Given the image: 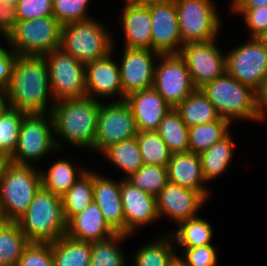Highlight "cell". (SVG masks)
Here are the masks:
<instances>
[{"label": "cell", "instance_id": "19", "mask_svg": "<svg viewBox=\"0 0 267 266\" xmlns=\"http://www.w3.org/2000/svg\"><path fill=\"white\" fill-rule=\"evenodd\" d=\"M120 190L126 235L134 236L138 229L160 220L156 210V197L135 187L124 178H121Z\"/></svg>", "mask_w": 267, "mask_h": 266}, {"label": "cell", "instance_id": "55", "mask_svg": "<svg viewBox=\"0 0 267 266\" xmlns=\"http://www.w3.org/2000/svg\"><path fill=\"white\" fill-rule=\"evenodd\" d=\"M4 218L2 216V213H1V209H0V225H2L4 223Z\"/></svg>", "mask_w": 267, "mask_h": 266}, {"label": "cell", "instance_id": "22", "mask_svg": "<svg viewBox=\"0 0 267 266\" xmlns=\"http://www.w3.org/2000/svg\"><path fill=\"white\" fill-rule=\"evenodd\" d=\"M167 175L168 181L171 183L198 191L208 201L212 197L210 186L205 184L201 160L198 154L190 151L173 153L167 165Z\"/></svg>", "mask_w": 267, "mask_h": 266}, {"label": "cell", "instance_id": "30", "mask_svg": "<svg viewBox=\"0 0 267 266\" xmlns=\"http://www.w3.org/2000/svg\"><path fill=\"white\" fill-rule=\"evenodd\" d=\"M116 169L124 172V179L137 172L143 165L136 137L123 140L106 148L101 154Z\"/></svg>", "mask_w": 267, "mask_h": 266}, {"label": "cell", "instance_id": "3", "mask_svg": "<svg viewBox=\"0 0 267 266\" xmlns=\"http://www.w3.org/2000/svg\"><path fill=\"white\" fill-rule=\"evenodd\" d=\"M16 222L29 242H54L67 232V220L61 196L43 187Z\"/></svg>", "mask_w": 267, "mask_h": 266}, {"label": "cell", "instance_id": "37", "mask_svg": "<svg viewBox=\"0 0 267 266\" xmlns=\"http://www.w3.org/2000/svg\"><path fill=\"white\" fill-rule=\"evenodd\" d=\"M144 164L167 167L172 153L158 131H141L136 135Z\"/></svg>", "mask_w": 267, "mask_h": 266}, {"label": "cell", "instance_id": "5", "mask_svg": "<svg viewBox=\"0 0 267 266\" xmlns=\"http://www.w3.org/2000/svg\"><path fill=\"white\" fill-rule=\"evenodd\" d=\"M104 24L93 17L63 25L60 47L83 64L106 57L115 36Z\"/></svg>", "mask_w": 267, "mask_h": 266}, {"label": "cell", "instance_id": "7", "mask_svg": "<svg viewBox=\"0 0 267 266\" xmlns=\"http://www.w3.org/2000/svg\"><path fill=\"white\" fill-rule=\"evenodd\" d=\"M54 152L60 151L54 140V122L51 113L25 114L20 125L17 147L11 155L12 163L34 165Z\"/></svg>", "mask_w": 267, "mask_h": 266}, {"label": "cell", "instance_id": "53", "mask_svg": "<svg viewBox=\"0 0 267 266\" xmlns=\"http://www.w3.org/2000/svg\"><path fill=\"white\" fill-rule=\"evenodd\" d=\"M257 38L267 47V28Z\"/></svg>", "mask_w": 267, "mask_h": 266}, {"label": "cell", "instance_id": "1", "mask_svg": "<svg viewBox=\"0 0 267 266\" xmlns=\"http://www.w3.org/2000/svg\"><path fill=\"white\" fill-rule=\"evenodd\" d=\"M4 89L11 108L26 114L52 112L55 101L44 56L17 55Z\"/></svg>", "mask_w": 267, "mask_h": 266}, {"label": "cell", "instance_id": "51", "mask_svg": "<svg viewBox=\"0 0 267 266\" xmlns=\"http://www.w3.org/2000/svg\"><path fill=\"white\" fill-rule=\"evenodd\" d=\"M8 107L7 94L4 88H0V115Z\"/></svg>", "mask_w": 267, "mask_h": 266}, {"label": "cell", "instance_id": "15", "mask_svg": "<svg viewBox=\"0 0 267 266\" xmlns=\"http://www.w3.org/2000/svg\"><path fill=\"white\" fill-rule=\"evenodd\" d=\"M120 69V80L123 100L136 91L145 90L153 86L155 66L160 53L150 49L123 48Z\"/></svg>", "mask_w": 267, "mask_h": 266}, {"label": "cell", "instance_id": "17", "mask_svg": "<svg viewBox=\"0 0 267 266\" xmlns=\"http://www.w3.org/2000/svg\"><path fill=\"white\" fill-rule=\"evenodd\" d=\"M207 201L200 192L168 181L156 196V210L160 220L170 218L177 226L180 222L197 217Z\"/></svg>", "mask_w": 267, "mask_h": 266}, {"label": "cell", "instance_id": "4", "mask_svg": "<svg viewBox=\"0 0 267 266\" xmlns=\"http://www.w3.org/2000/svg\"><path fill=\"white\" fill-rule=\"evenodd\" d=\"M200 89L221 118L234 124L235 121L259 122L256 92L227 72Z\"/></svg>", "mask_w": 267, "mask_h": 266}, {"label": "cell", "instance_id": "18", "mask_svg": "<svg viewBox=\"0 0 267 266\" xmlns=\"http://www.w3.org/2000/svg\"><path fill=\"white\" fill-rule=\"evenodd\" d=\"M152 50L160 54H179L183 46L174 0L149 6Z\"/></svg>", "mask_w": 267, "mask_h": 266}, {"label": "cell", "instance_id": "46", "mask_svg": "<svg viewBox=\"0 0 267 266\" xmlns=\"http://www.w3.org/2000/svg\"><path fill=\"white\" fill-rule=\"evenodd\" d=\"M16 56L9 46L5 48L0 45V88H5L9 84Z\"/></svg>", "mask_w": 267, "mask_h": 266}, {"label": "cell", "instance_id": "54", "mask_svg": "<svg viewBox=\"0 0 267 266\" xmlns=\"http://www.w3.org/2000/svg\"><path fill=\"white\" fill-rule=\"evenodd\" d=\"M4 1H9L10 3H13L15 6L20 0H4Z\"/></svg>", "mask_w": 267, "mask_h": 266}, {"label": "cell", "instance_id": "44", "mask_svg": "<svg viewBox=\"0 0 267 266\" xmlns=\"http://www.w3.org/2000/svg\"><path fill=\"white\" fill-rule=\"evenodd\" d=\"M53 0H20L16 5L18 20L53 16Z\"/></svg>", "mask_w": 267, "mask_h": 266}, {"label": "cell", "instance_id": "34", "mask_svg": "<svg viewBox=\"0 0 267 266\" xmlns=\"http://www.w3.org/2000/svg\"><path fill=\"white\" fill-rule=\"evenodd\" d=\"M129 237L131 236L124 233H115L107 239L91 243L89 266H128V257L123 252L121 243Z\"/></svg>", "mask_w": 267, "mask_h": 266}, {"label": "cell", "instance_id": "42", "mask_svg": "<svg viewBox=\"0 0 267 266\" xmlns=\"http://www.w3.org/2000/svg\"><path fill=\"white\" fill-rule=\"evenodd\" d=\"M178 255L187 266H217L218 255L213 245L182 248Z\"/></svg>", "mask_w": 267, "mask_h": 266}, {"label": "cell", "instance_id": "10", "mask_svg": "<svg viewBox=\"0 0 267 266\" xmlns=\"http://www.w3.org/2000/svg\"><path fill=\"white\" fill-rule=\"evenodd\" d=\"M54 101L86 96L85 64L61 47L43 55Z\"/></svg>", "mask_w": 267, "mask_h": 266}, {"label": "cell", "instance_id": "29", "mask_svg": "<svg viewBox=\"0 0 267 266\" xmlns=\"http://www.w3.org/2000/svg\"><path fill=\"white\" fill-rule=\"evenodd\" d=\"M176 227V232L171 231L170 235L175 247H179L177 249L213 245L214 228L210 222L199 217V214L195 218L180 222Z\"/></svg>", "mask_w": 267, "mask_h": 266}, {"label": "cell", "instance_id": "25", "mask_svg": "<svg viewBox=\"0 0 267 266\" xmlns=\"http://www.w3.org/2000/svg\"><path fill=\"white\" fill-rule=\"evenodd\" d=\"M75 163L66 158H59L50 163L52 165L47 168L48 170L41 168L42 187L53 194L63 196L88 171L86 166Z\"/></svg>", "mask_w": 267, "mask_h": 266}, {"label": "cell", "instance_id": "36", "mask_svg": "<svg viewBox=\"0 0 267 266\" xmlns=\"http://www.w3.org/2000/svg\"><path fill=\"white\" fill-rule=\"evenodd\" d=\"M62 204L67 222L84 211L93 201V170L88 169L79 180L63 195Z\"/></svg>", "mask_w": 267, "mask_h": 266}, {"label": "cell", "instance_id": "50", "mask_svg": "<svg viewBox=\"0 0 267 266\" xmlns=\"http://www.w3.org/2000/svg\"><path fill=\"white\" fill-rule=\"evenodd\" d=\"M168 0H125V2L135 5V6H143V7H149L155 4L163 3Z\"/></svg>", "mask_w": 267, "mask_h": 266}, {"label": "cell", "instance_id": "47", "mask_svg": "<svg viewBox=\"0 0 267 266\" xmlns=\"http://www.w3.org/2000/svg\"><path fill=\"white\" fill-rule=\"evenodd\" d=\"M257 95V111L259 122L267 119V78L263 81L261 88L256 92Z\"/></svg>", "mask_w": 267, "mask_h": 266}, {"label": "cell", "instance_id": "33", "mask_svg": "<svg viewBox=\"0 0 267 266\" xmlns=\"http://www.w3.org/2000/svg\"><path fill=\"white\" fill-rule=\"evenodd\" d=\"M28 239L17 222L4 221L0 225V266H17Z\"/></svg>", "mask_w": 267, "mask_h": 266}, {"label": "cell", "instance_id": "40", "mask_svg": "<svg viewBox=\"0 0 267 266\" xmlns=\"http://www.w3.org/2000/svg\"><path fill=\"white\" fill-rule=\"evenodd\" d=\"M91 0H53V16L63 26L93 18L89 15Z\"/></svg>", "mask_w": 267, "mask_h": 266}, {"label": "cell", "instance_id": "9", "mask_svg": "<svg viewBox=\"0 0 267 266\" xmlns=\"http://www.w3.org/2000/svg\"><path fill=\"white\" fill-rule=\"evenodd\" d=\"M182 43L219 39L223 20L214 0H174Z\"/></svg>", "mask_w": 267, "mask_h": 266}, {"label": "cell", "instance_id": "49", "mask_svg": "<svg viewBox=\"0 0 267 266\" xmlns=\"http://www.w3.org/2000/svg\"><path fill=\"white\" fill-rule=\"evenodd\" d=\"M11 164V155L4 152H0V181L5 176L7 169Z\"/></svg>", "mask_w": 267, "mask_h": 266}, {"label": "cell", "instance_id": "41", "mask_svg": "<svg viewBox=\"0 0 267 266\" xmlns=\"http://www.w3.org/2000/svg\"><path fill=\"white\" fill-rule=\"evenodd\" d=\"M17 266H54L50 243L29 242Z\"/></svg>", "mask_w": 267, "mask_h": 266}, {"label": "cell", "instance_id": "20", "mask_svg": "<svg viewBox=\"0 0 267 266\" xmlns=\"http://www.w3.org/2000/svg\"><path fill=\"white\" fill-rule=\"evenodd\" d=\"M121 178L113 180L93 171V199L107 224L116 232L125 234V218L121 201Z\"/></svg>", "mask_w": 267, "mask_h": 266}, {"label": "cell", "instance_id": "32", "mask_svg": "<svg viewBox=\"0 0 267 266\" xmlns=\"http://www.w3.org/2000/svg\"><path fill=\"white\" fill-rule=\"evenodd\" d=\"M232 123L220 118L211 123H203L189 128V151L200 155L214 143L222 140L230 133Z\"/></svg>", "mask_w": 267, "mask_h": 266}, {"label": "cell", "instance_id": "21", "mask_svg": "<svg viewBox=\"0 0 267 266\" xmlns=\"http://www.w3.org/2000/svg\"><path fill=\"white\" fill-rule=\"evenodd\" d=\"M125 101L132 109L139 132L157 131L163 117L171 109L153 87L133 92L125 98Z\"/></svg>", "mask_w": 267, "mask_h": 266}, {"label": "cell", "instance_id": "23", "mask_svg": "<svg viewBox=\"0 0 267 266\" xmlns=\"http://www.w3.org/2000/svg\"><path fill=\"white\" fill-rule=\"evenodd\" d=\"M119 15L120 30L124 33V46L152 50L151 17L148 7L135 6L124 2Z\"/></svg>", "mask_w": 267, "mask_h": 266}, {"label": "cell", "instance_id": "26", "mask_svg": "<svg viewBox=\"0 0 267 266\" xmlns=\"http://www.w3.org/2000/svg\"><path fill=\"white\" fill-rule=\"evenodd\" d=\"M229 133L222 140L214 143L209 149L202 152L200 156L202 174L205 182L215 180L223 175L229 169L233 161V154H235L234 139Z\"/></svg>", "mask_w": 267, "mask_h": 266}, {"label": "cell", "instance_id": "27", "mask_svg": "<svg viewBox=\"0 0 267 266\" xmlns=\"http://www.w3.org/2000/svg\"><path fill=\"white\" fill-rule=\"evenodd\" d=\"M173 237L170 233H162L160 237L143 244L132 255V266H169L179 254L176 250ZM177 252V253H176Z\"/></svg>", "mask_w": 267, "mask_h": 266}, {"label": "cell", "instance_id": "2", "mask_svg": "<svg viewBox=\"0 0 267 266\" xmlns=\"http://www.w3.org/2000/svg\"><path fill=\"white\" fill-rule=\"evenodd\" d=\"M100 103L88 96L55 102L51 115L54 140L60 155L64 143L76 149L93 151Z\"/></svg>", "mask_w": 267, "mask_h": 266}, {"label": "cell", "instance_id": "45", "mask_svg": "<svg viewBox=\"0 0 267 266\" xmlns=\"http://www.w3.org/2000/svg\"><path fill=\"white\" fill-rule=\"evenodd\" d=\"M18 22L16 6L9 1L0 0V37L7 38Z\"/></svg>", "mask_w": 267, "mask_h": 266}, {"label": "cell", "instance_id": "43", "mask_svg": "<svg viewBox=\"0 0 267 266\" xmlns=\"http://www.w3.org/2000/svg\"><path fill=\"white\" fill-rule=\"evenodd\" d=\"M233 14L242 15L250 38H257L267 28V6L258 8H230Z\"/></svg>", "mask_w": 267, "mask_h": 266}, {"label": "cell", "instance_id": "12", "mask_svg": "<svg viewBox=\"0 0 267 266\" xmlns=\"http://www.w3.org/2000/svg\"><path fill=\"white\" fill-rule=\"evenodd\" d=\"M138 132L132 109L125 100L103 101L98 109L93 151L101 154L112 144L136 137Z\"/></svg>", "mask_w": 267, "mask_h": 266}, {"label": "cell", "instance_id": "48", "mask_svg": "<svg viewBox=\"0 0 267 266\" xmlns=\"http://www.w3.org/2000/svg\"><path fill=\"white\" fill-rule=\"evenodd\" d=\"M231 8H258L267 6V0H232Z\"/></svg>", "mask_w": 267, "mask_h": 266}, {"label": "cell", "instance_id": "11", "mask_svg": "<svg viewBox=\"0 0 267 266\" xmlns=\"http://www.w3.org/2000/svg\"><path fill=\"white\" fill-rule=\"evenodd\" d=\"M226 72L257 92L267 78V47L258 38L226 51Z\"/></svg>", "mask_w": 267, "mask_h": 266}, {"label": "cell", "instance_id": "24", "mask_svg": "<svg viewBox=\"0 0 267 266\" xmlns=\"http://www.w3.org/2000/svg\"><path fill=\"white\" fill-rule=\"evenodd\" d=\"M115 233L94 201L67 222L66 235L78 241L93 243L107 239Z\"/></svg>", "mask_w": 267, "mask_h": 266}, {"label": "cell", "instance_id": "39", "mask_svg": "<svg viewBox=\"0 0 267 266\" xmlns=\"http://www.w3.org/2000/svg\"><path fill=\"white\" fill-rule=\"evenodd\" d=\"M25 112L7 107L0 115V152L12 155L15 151L19 135L20 125Z\"/></svg>", "mask_w": 267, "mask_h": 266}, {"label": "cell", "instance_id": "14", "mask_svg": "<svg viewBox=\"0 0 267 266\" xmlns=\"http://www.w3.org/2000/svg\"><path fill=\"white\" fill-rule=\"evenodd\" d=\"M216 40L188 42L181 48L179 55L184 59L196 89L226 72V53L217 45Z\"/></svg>", "mask_w": 267, "mask_h": 266}, {"label": "cell", "instance_id": "16", "mask_svg": "<svg viewBox=\"0 0 267 266\" xmlns=\"http://www.w3.org/2000/svg\"><path fill=\"white\" fill-rule=\"evenodd\" d=\"M116 43L113 41L112 52L106 57L85 64L86 96L100 102L106 98L123 101L120 69L117 60L113 59ZM115 96L118 98L112 100Z\"/></svg>", "mask_w": 267, "mask_h": 266}, {"label": "cell", "instance_id": "13", "mask_svg": "<svg viewBox=\"0 0 267 266\" xmlns=\"http://www.w3.org/2000/svg\"><path fill=\"white\" fill-rule=\"evenodd\" d=\"M157 62L152 87L171 108H176L196 89L188 67L179 54H160Z\"/></svg>", "mask_w": 267, "mask_h": 266}, {"label": "cell", "instance_id": "52", "mask_svg": "<svg viewBox=\"0 0 267 266\" xmlns=\"http://www.w3.org/2000/svg\"><path fill=\"white\" fill-rule=\"evenodd\" d=\"M169 266H187L177 255L169 264Z\"/></svg>", "mask_w": 267, "mask_h": 266}, {"label": "cell", "instance_id": "38", "mask_svg": "<svg viewBox=\"0 0 267 266\" xmlns=\"http://www.w3.org/2000/svg\"><path fill=\"white\" fill-rule=\"evenodd\" d=\"M126 179L135 187L156 197L168 182L167 167L144 164Z\"/></svg>", "mask_w": 267, "mask_h": 266}, {"label": "cell", "instance_id": "31", "mask_svg": "<svg viewBox=\"0 0 267 266\" xmlns=\"http://www.w3.org/2000/svg\"><path fill=\"white\" fill-rule=\"evenodd\" d=\"M54 266H89L91 260V243L61 237L50 242Z\"/></svg>", "mask_w": 267, "mask_h": 266}, {"label": "cell", "instance_id": "6", "mask_svg": "<svg viewBox=\"0 0 267 266\" xmlns=\"http://www.w3.org/2000/svg\"><path fill=\"white\" fill-rule=\"evenodd\" d=\"M35 166L12 163L0 181V209L5 221L19 220L42 187L41 171Z\"/></svg>", "mask_w": 267, "mask_h": 266}, {"label": "cell", "instance_id": "8", "mask_svg": "<svg viewBox=\"0 0 267 266\" xmlns=\"http://www.w3.org/2000/svg\"><path fill=\"white\" fill-rule=\"evenodd\" d=\"M62 25L54 16L18 20L4 42L17 55L43 56L61 46Z\"/></svg>", "mask_w": 267, "mask_h": 266}, {"label": "cell", "instance_id": "35", "mask_svg": "<svg viewBox=\"0 0 267 266\" xmlns=\"http://www.w3.org/2000/svg\"><path fill=\"white\" fill-rule=\"evenodd\" d=\"M157 131L172 154L189 151V128L175 108L163 117Z\"/></svg>", "mask_w": 267, "mask_h": 266}, {"label": "cell", "instance_id": "28", "mask_svg": "<svg viewBox=\"0 0 267 266\" xmlns=\"http://www.w3.org/2000/svg\"><path fill=\"white\" fill-rule=\"evenodd\" d=\"M175 110L180 114L188 128L203 123H211L221 118L201 89H195Z\"/></svg>", "mask_w": 267, "mask_h": 266}]
</instances>
